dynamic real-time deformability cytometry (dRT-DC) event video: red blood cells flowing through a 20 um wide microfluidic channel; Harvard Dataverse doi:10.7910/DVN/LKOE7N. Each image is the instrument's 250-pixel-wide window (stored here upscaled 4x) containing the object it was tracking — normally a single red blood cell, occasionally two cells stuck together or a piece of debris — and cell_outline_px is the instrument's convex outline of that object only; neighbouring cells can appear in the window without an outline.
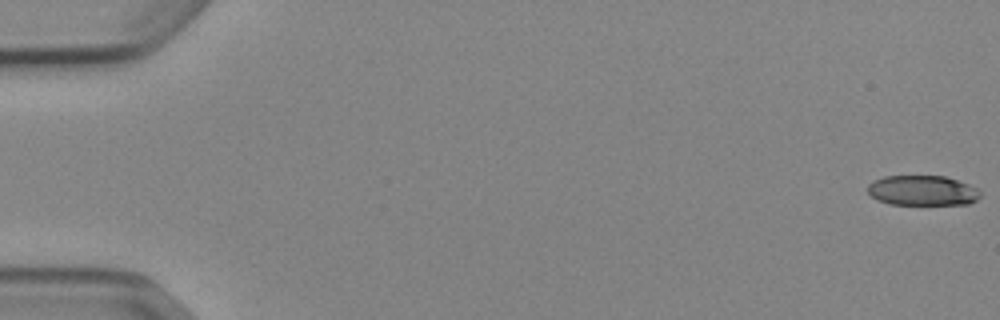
{"species": "Egyptian fruit bat (a non-hibernating species)", "species_latin": "Rousettus aegyptiacus", "temperature_condition": "cold", "stored_images_in_passage": 53, "camera_frame_rate_fps": 3000, "um_per_image_px": 0.085, "animal": {"sex": "female"}, "frame": {"image": 1, "passage_image": 1, "time_ms": 0.0, "image_size_px": [1000, 320], "cell_outline_px": [[980, 196], [976, 200], [968, 204], [888, 204], [876, 200], [868, 192], [868, 184], [872, 180], [884, 176], [944, 176], [968, 184], [976, 188], [980, 192]], "centroid_in_image_um": [78.37, 16.19], "position_along_channel_um": 6.6, "area_um2": 19.71}}
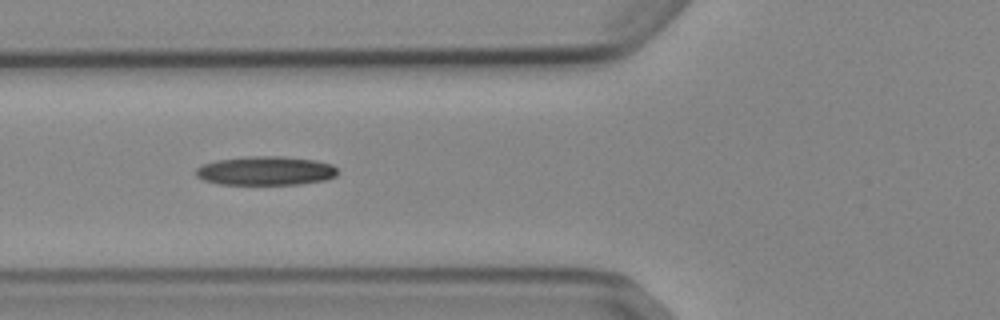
{"frame": {"image": 2, "passage_image": 21, "time_ms": 6.667, "image_size_px": [1000, 320], "cell_outline_px": [[336, 176], [324, 180], [300, 184], [220, 184], [204, 180], [196, 176], [196, 168], [200, 164], [216, 160], [248, 156], [284, 156], [316, 160], [332, 164], [336, 168]], "centroid_in_image_um": [22.56, 14.5], "position_along_channel_um": 103.2, "area_um2": 23.99}}
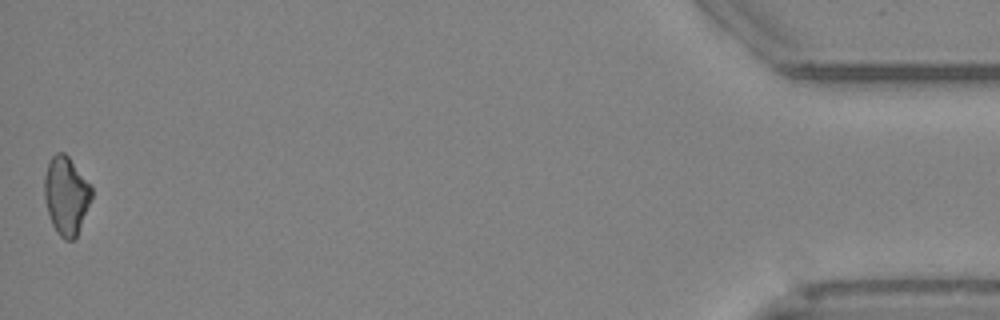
{"frame": {"image": 3, "passage_image": 53, "time_ms": 17.333, "image_size_px": [1000, 320], "cell_outline_px": [[92, 196], [76, 236], [72, 240], [64, 240], [56, 232], [52, 224], [48, 212], [44, 196], [44, 176], [48, 160], [56, 152], [64, 152], [68, 156], [92, 188]], "centroid_in_image_um": [5.59, 16.6], "position_along_channel_um": 429.6, "area_um2": 21.21}}